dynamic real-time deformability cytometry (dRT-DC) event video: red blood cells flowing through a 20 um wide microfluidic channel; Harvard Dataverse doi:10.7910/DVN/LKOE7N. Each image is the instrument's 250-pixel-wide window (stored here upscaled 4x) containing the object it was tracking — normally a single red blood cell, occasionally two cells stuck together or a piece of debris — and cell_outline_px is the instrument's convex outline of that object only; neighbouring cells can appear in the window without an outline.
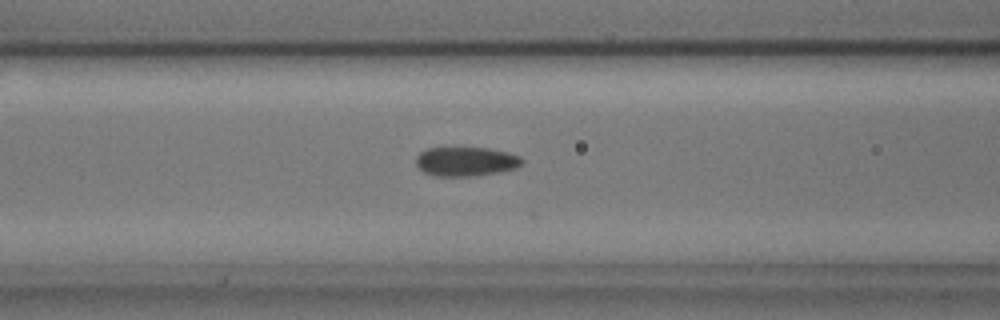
{"species": "common noctule bat (a hibernating species)", "species_latin": "Nyctalus noctula", "temperature_condition": "cold", "stored_images_in_passage": 26, "camera_frame_rate_fps": 3000, "um_per_image_px": 0.085, "animal": {"sex": "male", "body_mass_g": 17.9, "forearm_length_mm": 54.2}, "frame": {"image": 1, "passage_image": 13, "time_ms": 4.0, "image_size_px": [1000, 320], "cell_outline_px": [[524, 160], [516, 168], [496, 172], [468, 176], [436, 176], [424, 172], [416, 164], [416, 156], [420, 152], [428, 148], [488, 148], [508, 152], [520, 156]], "centroid_in_image_um": [39.59, 13.72], "position_along_channel_um": 127.0, "area_um2": 17.86}}
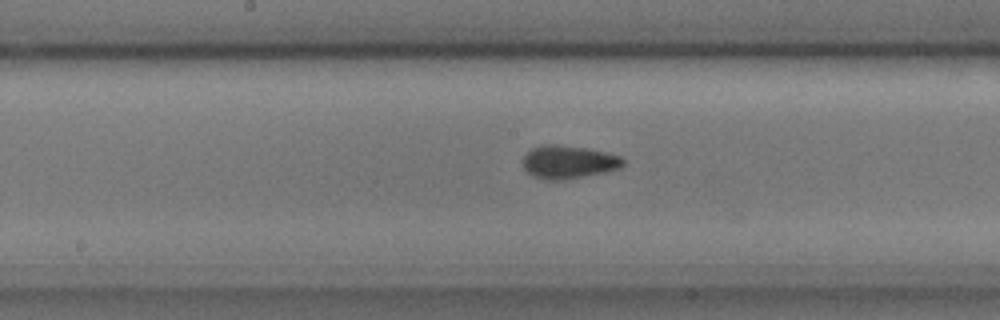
{"frame": {"image": 2, "passage_image": 19, "time_ms": 6.0, "image_size_px": [1000, 320], "cell_outline_px": [[624, 164], [620, 168], [604, 172], [560, 180], [548, 180], [532, 176], [524, 168], [524, 156], [532, 148], [540, 144], [556, 144], [588, 148], [620, 156], [624, 160]], "centroid_in_image_um": [48.31, 13.75], "position_along_channel_um": 199.9, "area_um2": 19.19}}
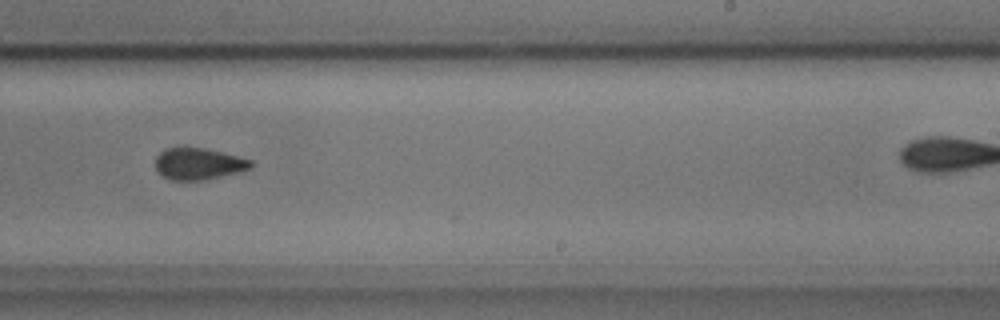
{"frame": {"image": 3, "passage_image": 25, "time_ms": 8.0, "image_size_px": [1000, 320], "cell_outline_px": [[252, 168], [220, 176], [200, 180], [172, 180], [164, 176], [156, 168], [156, 156], [164, 148], [204, 148], [252, 160]], "centroid_in_image_um": [16.85, 13.92], "position_along_channel_um": 272.1, "area_um2": 17.17}}